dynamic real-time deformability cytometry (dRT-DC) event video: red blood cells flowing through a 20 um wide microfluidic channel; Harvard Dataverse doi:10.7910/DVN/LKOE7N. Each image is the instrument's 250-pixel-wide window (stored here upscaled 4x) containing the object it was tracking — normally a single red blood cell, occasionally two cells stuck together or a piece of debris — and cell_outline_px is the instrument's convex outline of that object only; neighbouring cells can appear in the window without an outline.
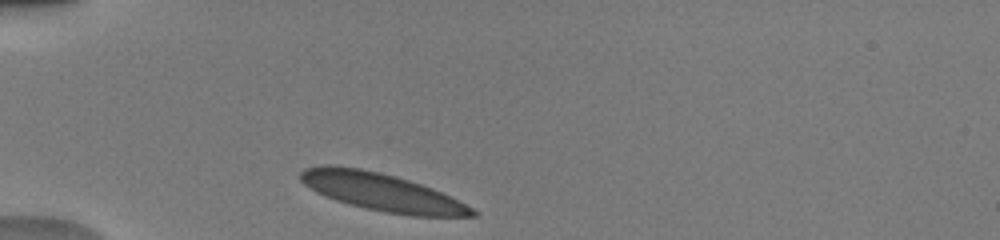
{"species": "human", "species_latin": "Homo sapiens", "temperature_condition": "warm", "stored_images_in_passage": 48, "camera_frame_rate_fps": 3000, "um_per_image_px": 0.085, "donor": {"sex": "male"}, "frame": {"image": 1, "passage_image": 1, "time_ms": 0.0, "image_size_px": [1000, 240], "cell_outline_px": [[480, 212], [476, 216], [412, 216], [384, 212], [364, 208], [336, 200], [324, 196], [316, 192], [304, 184], [300, 180], [300, 172], [304, 168], [328, 164], [360, 168], [396, 176], [432, 188]], "centroid_in_image_um": [32.41, 16.32], "position_along_channel_um": 52.6, "area_um2": 37.4}}
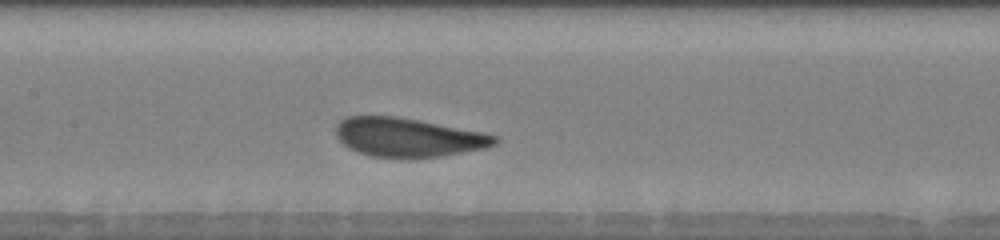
{"frame": {"image": 2, "passage_image": 15, "time_ms": 3.667, "image_size_px": [1000, 240], "cell_outline_px": [[500, 140], [496, 144], [484, 148], [440, 156], [372, 156], [348, 148], [336, 136], [336, 124], [340, 120], [348, 116], [396, 116], [420, 120], [484, 132], [496, 136]], "centroid_in_image_um": [34.69, 11.64], "position_along_channel_um": 172.7, "area_um2": 35.49}}
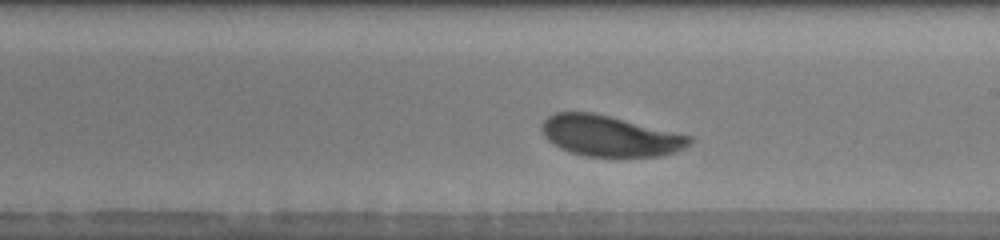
{"frame": {"image": 3, "passage_image": 24, "time_ms": 5.333, "image_size_px": [1000, 240], "cell_outline_px": [[692, 144], [676, 152], [660, 156], [584, 156], [568, 152], [560, 148], [548, 140], [540, 128], [540, 124], [548, 116], [556, 112], [592, 112], [692, 136]], "centroid_in_image_um": [51.83, 11.56], "position_along_channel_um": 237.2, "area_um2": 35.03}, "authors_computed_cell_mechanics": {"area_um2": 35.4025, "velocity_mm_per_s": 3.882, "shape_relaxation_time_tau1_ms": 2.1869, "shape_relaxation_time_tau2_ms": null, "deformation_change_tau1": 0.1301, "deformation_change_tau2": null}}